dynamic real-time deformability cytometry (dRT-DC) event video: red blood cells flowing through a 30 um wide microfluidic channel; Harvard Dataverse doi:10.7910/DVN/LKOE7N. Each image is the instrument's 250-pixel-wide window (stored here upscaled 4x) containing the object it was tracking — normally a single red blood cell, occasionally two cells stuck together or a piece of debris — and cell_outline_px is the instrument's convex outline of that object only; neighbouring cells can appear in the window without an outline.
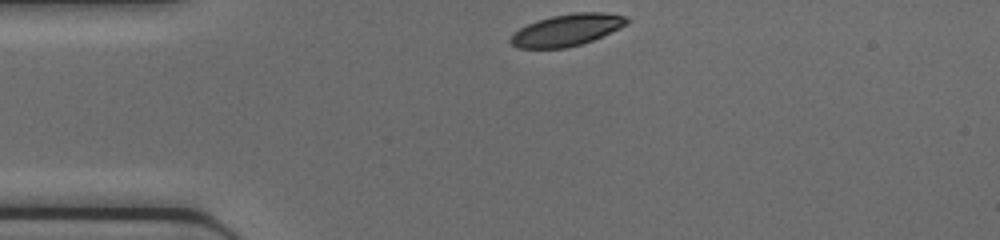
{"species": "common noctule bat (a hibernating species)", "species_latin": "Nyctalus noctula", "temperature_condition": "cold", "stored_images_in_passage": 30, "camera_frame_rate_fps": 3000, "um_per_image_px": 0.085, "animal": {"sex": "female", "body_mass_g": 17.0, "forearm_length_mm": 48.0}, "frame": {"image": 1, "passage_image": 1, "time_ms": 0.0, "image_size_px": [1000, 240], "cell_outline_px": [[632, 20], [628, 24], [620, 28], [592, 40], [568, 48], [516, 48], [508, 40], [512, 32], [536, 20], [552, 16], [572, 12], [600, 12], [628, 16]], "centroid_in_image_um": [48.18, 2.54], "position_along_channel_um": 36.8, "area_um2": 21.79}}
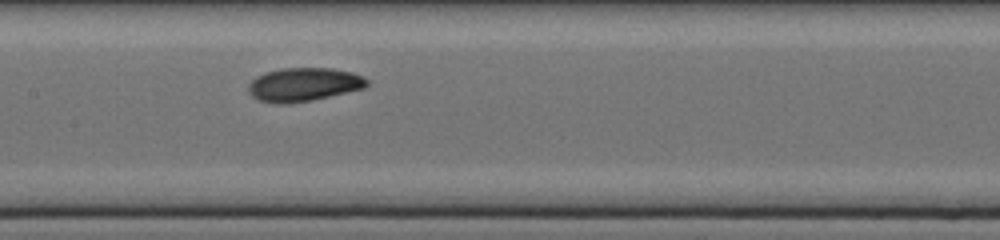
{"frame": {"image": 2, "passage_image": 13, "time_ms": 4.0, "image_size_px": [1000, 240], "cell_outline_px": [[368, 84], [364, 88], [312, 100], [288, 104], [280, 104], [260, 100], [252, 96], [248, 92], [248, 84], [256, 76], [264, 72], [284, 68], [332, 68], [352, 72], [364, 76], [368, 80]], "centroid_in_image_um": [25.81, 7.18], "position_along_channel_um": 181.6, "area_um2": 23.24}}
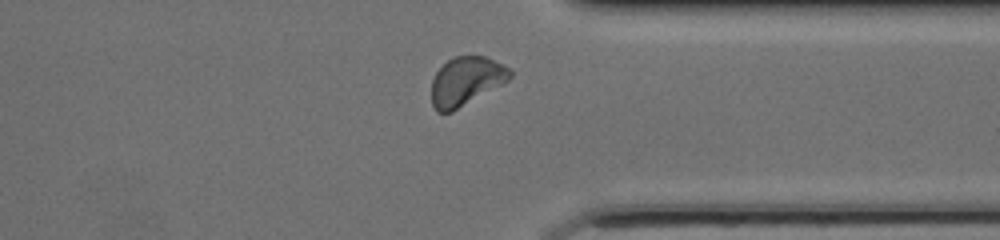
{"frame": {"image": 3, "passage_image": 26, "time_ms": 8.333, "image_size_px": [1000, 240], "cell_outline_px": [[512, 76], [508, 80], [452, 112], [436, 112], [432, 104], [432, 80], [436, 72], [452, 56], [484, 56], [508, 68], [512, 72]], "centroid_in_image_um": [39.58, 6.9], "position_along_channel_um": 371.8, "area_um2": 21.85}}